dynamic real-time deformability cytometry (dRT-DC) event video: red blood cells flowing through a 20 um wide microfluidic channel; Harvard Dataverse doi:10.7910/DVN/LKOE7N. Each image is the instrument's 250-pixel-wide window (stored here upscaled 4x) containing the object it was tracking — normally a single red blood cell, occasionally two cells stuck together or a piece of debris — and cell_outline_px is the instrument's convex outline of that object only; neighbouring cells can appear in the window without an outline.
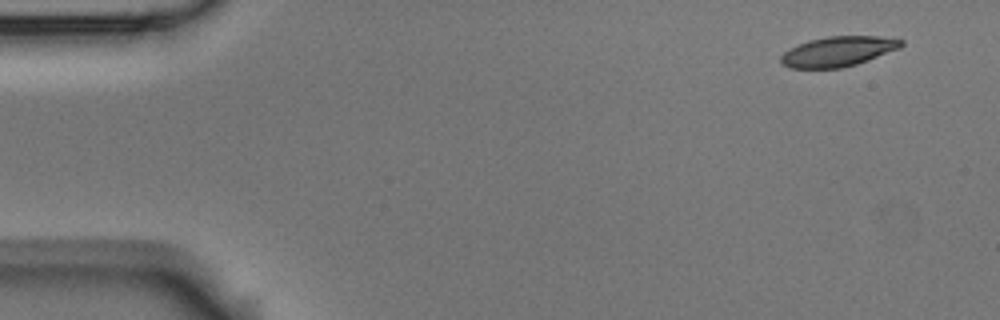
{"species": "Egyptian fruit bat (a non-hibernating species)", "species_latin": "Rousettus aegyptiacus", "temperature_condition": "room temperature", "stored_images_in_passage": 8, "camera_frame_rate_fps": 3000, "um_per_image_px": 0.085, "animal": {"sex": "male"}, "frame": {"image": 1, "passage_image": 1, "time_ms": 0.0, "image_size_px": [1000, 320], "cell_outline_px": [[904, 44], [900, 48], [868, 60], [856, 64], [840, 68], [788, 68], [780, 64], [780, 56], [784, 52], [808, 40], [828, 36], [876, 36], [904, 40]], "centroid_in_image_um": [71.22, 4.38], "position_along_channel_um": 13.8, "area_um2": 20.98}}
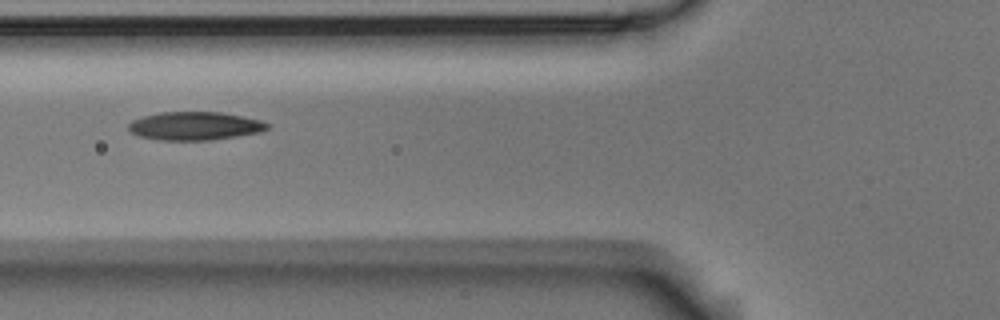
{"frame": {"image": 2, "passage_image": 6, "time_ms": 1.667, "image_size_px": [1000, 320], "cell_outline_px": [[268, 128], [260, 132], [212, 140], [160, 140], [140, 136], [132, 132], [128, 128], [128, 124], [132, 120], [144, 116], [160, 112], [220, 112], [260, 120], [268, 124]], "centroid_in_image_um": [16.54, 10.7], "position_along_channel_um": 109.3, "area_um2": 22.66}}
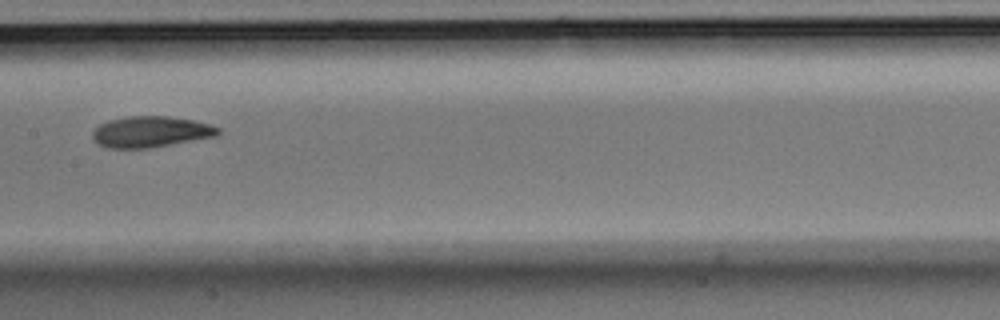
{"frame": {"image": 3, "passage_image": 8, "time_ms": 2.333, "image_size_px": [1000, 320], "cell_outline_px": [[220, 132], [216, 136], [148, 148], [108, 148], [92, 140], [92, 132], [100, 124], [108, 120], [128, 116], [168, 116], [192, 120], [208, 124], [220, 128]], "centroid_in_image_um": [12.78, 11.2], "position_along_channel_um": 194.6, "area_um2": 22.54}}